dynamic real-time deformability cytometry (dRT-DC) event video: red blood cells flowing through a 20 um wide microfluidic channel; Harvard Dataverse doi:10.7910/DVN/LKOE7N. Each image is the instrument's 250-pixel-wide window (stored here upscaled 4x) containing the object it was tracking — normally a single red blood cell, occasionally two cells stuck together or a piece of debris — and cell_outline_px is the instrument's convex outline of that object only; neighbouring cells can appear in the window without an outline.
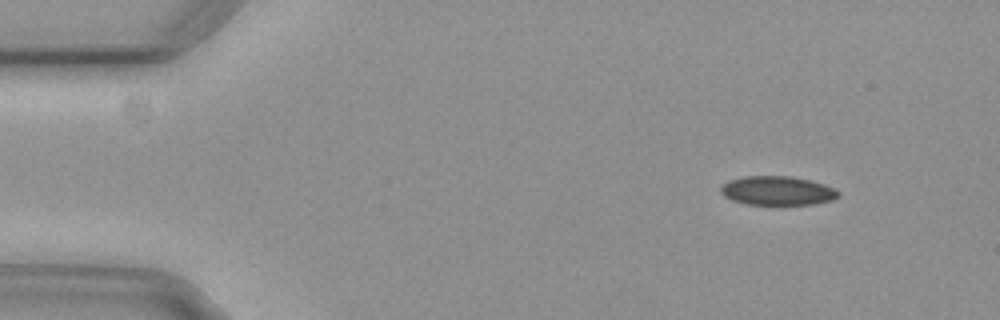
{"species": "common noctule bat (a hibernating species)", "species_latin": "Nyctalus noctula", "temperature_condition": "cold", "stored_images_in_passage": 3, "camera_frame_rate_fps": 3000, "um_per_image_px": 0.085, "animal": {"sex": "female", "body_mass_g": 29.2, "forearm_length_mm": 56.3}, "frame": {"image": 1, "passage_image": 1, "time_ms": 0.0, "image_size_px": [1000, 320], "cell_outline_px": [[840, 196], [832, 200], [812, 204], [744, 204], [732, 200], [724, 196], [720, 192], [720, 188], [728, 180], [744, 176], [792, 176], [824, 184], [836, 188], [840, 192]], "centroid_in_image_um": [66.08, 16.2], "position_along_channel_um": 18.9, "area_um2": 19.94}}